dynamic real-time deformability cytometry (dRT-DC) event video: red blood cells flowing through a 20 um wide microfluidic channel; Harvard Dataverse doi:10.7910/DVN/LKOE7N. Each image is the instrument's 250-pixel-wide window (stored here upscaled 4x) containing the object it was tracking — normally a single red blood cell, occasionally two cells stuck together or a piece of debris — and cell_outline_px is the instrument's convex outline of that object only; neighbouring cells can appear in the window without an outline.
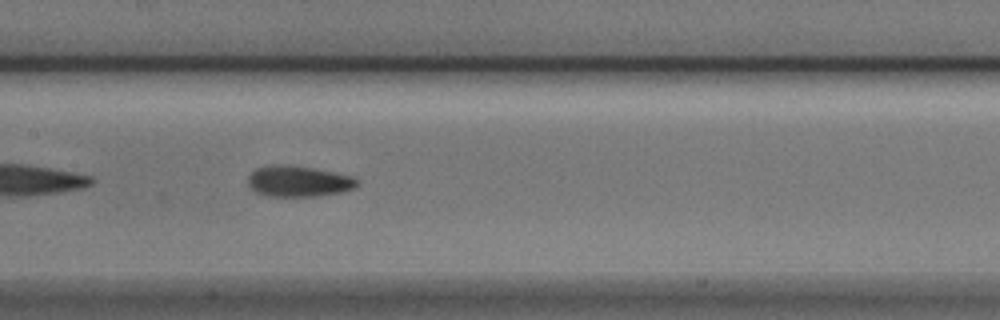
{"species": "Egyptian fruit bat (a non-hibernating species)", "species_latin": "Rousettus aegyptiacus", "temperature_condition": "cold", "stored_images_in_passage": 34, "camera_frame_rate_fps": 3000, "um_per_image_px": 0.085, "animal": {"sex": "male"}, "frame": {"image": 1, "passage_image": 20, "time_ms": 6.333, "image_size_px": [1000, 320], "cell_outline_px": [[360, 184], [356, 188], [340, 192], [320, 196], [268, 196], [256, 192], [248, 184], [248, 176], [256, 168], [312, 168], [352, 176]], "centroid_in_image_um": [25.44, 15.47], "position_along_channel_um": 182.0, "area_um2": 18.67}}